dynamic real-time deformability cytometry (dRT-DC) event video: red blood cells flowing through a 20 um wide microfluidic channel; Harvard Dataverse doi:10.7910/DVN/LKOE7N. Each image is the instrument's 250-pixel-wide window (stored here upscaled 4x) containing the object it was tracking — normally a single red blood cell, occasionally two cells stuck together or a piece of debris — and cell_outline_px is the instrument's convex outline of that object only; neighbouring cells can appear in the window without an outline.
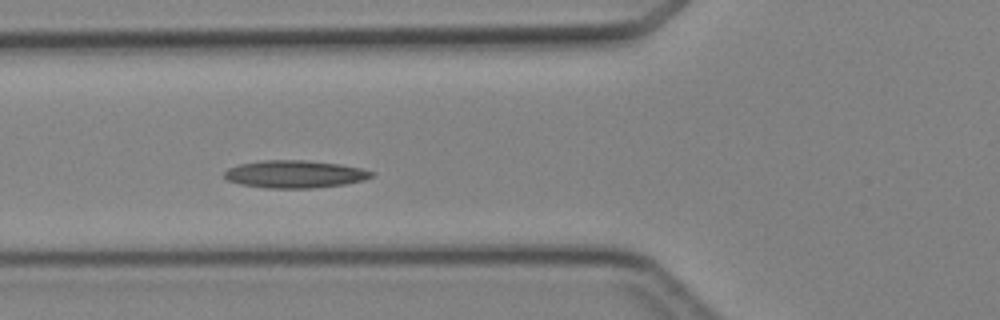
{"species": "Egyptian fruit bat (a non-hibernating species)", "species_latin": "Rousettus aegyptiacus", "temperature_condition": "cold", "stored_images_in_passage": 6, "segment_of_instrument_passage": [1, 2], "camera_frame_rate_fps": 3000, "um_per_image_px": 0.085, "animal": {"sex": "female"}, "frame": {"image": 1, "passage_image": 4, "time_ms": 3.667, "image_size_px": [1000, 320], "cell_outline_px": [[376, 172], [372, 176], [364, 180], [344, 184], [312, 188], [264, 188], [240, 184], [228, 180], [224, 176], [224, 172], [228, 168], [240, 164], [264, 160], [308, 160], [340, 164], [364, 168]], "centroid_in_image_um": [25.09, 14.8], "position_along_channel_um": 100.7, "area_um2": 23.76}}
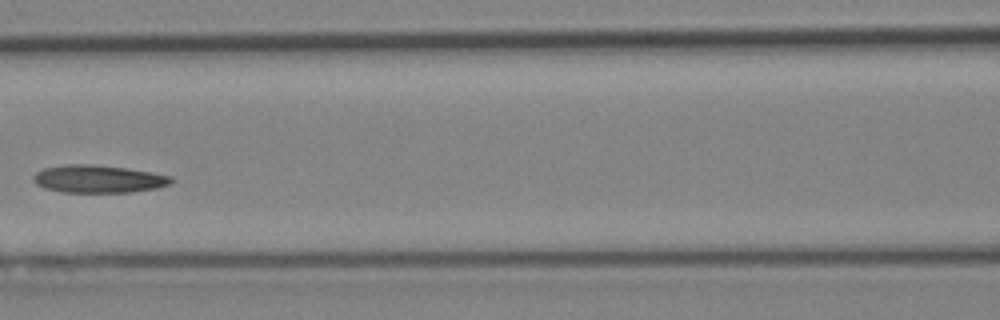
{"frame": {"image": 2, "passage_image": 5, "time_ms": 5.0, "image_size_px": [1000, 320], "cell_outline_px": [[172, 184], [156, 188], [132, 192], [64, 192], [44, 188], [36, 184], [32, 180], [32, 176], [36, 172], [44, 168], [64, 164], [92, 164], [124, 168], [152, 172], [172, 176]], "centroid_in_image_um": [8.34, 15.21], "position_along_channel_um": 158.3, "area_um2": 22.31}}